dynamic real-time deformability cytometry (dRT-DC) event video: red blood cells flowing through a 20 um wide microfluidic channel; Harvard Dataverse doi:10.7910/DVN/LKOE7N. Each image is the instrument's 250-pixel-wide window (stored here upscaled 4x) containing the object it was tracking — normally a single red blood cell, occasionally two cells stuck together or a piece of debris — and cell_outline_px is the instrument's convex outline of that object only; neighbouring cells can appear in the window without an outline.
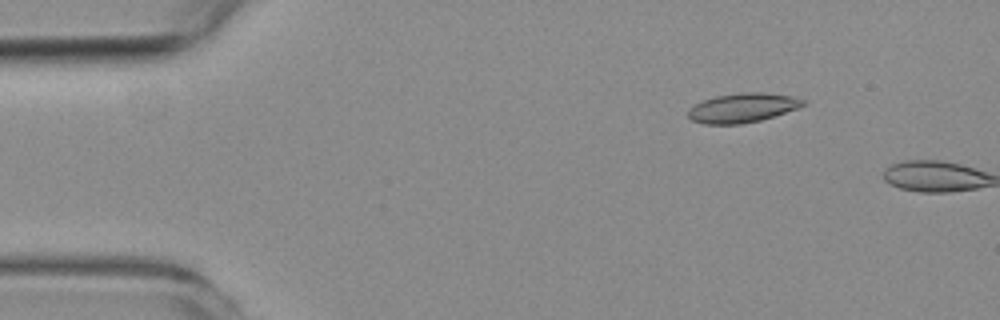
{"species": "common noctule bat (a hibernating species)", "species_latin": "Nyctalus noctula", "temperature_condition": "room temperature", "stored_images_in_passage": 8, "camera_frame_rate_fps": 3000, "um_per_image_px": 0.085, "animal": {"sex": "female", "body_mass_g": 19.3, "forearm_length_mm": 54.1}, "frame": {"image": 1, "passage_image": 7, "time_ms": 2.0, "image_size_px": [1000, 320], "cell_outline_px": [[808, 104], [800, 108], [760, 120], [740, 124], [704, 124], [692, 120], [688, 116], [688, 108], [704, 100], [716, 96], [744, 92], [764, 92], [792, 96], [804, 100]], "centroid_in_image_um": [63.15, 9.16], "position_along_channel_um": 21.8, "area_um2": 19.65}}